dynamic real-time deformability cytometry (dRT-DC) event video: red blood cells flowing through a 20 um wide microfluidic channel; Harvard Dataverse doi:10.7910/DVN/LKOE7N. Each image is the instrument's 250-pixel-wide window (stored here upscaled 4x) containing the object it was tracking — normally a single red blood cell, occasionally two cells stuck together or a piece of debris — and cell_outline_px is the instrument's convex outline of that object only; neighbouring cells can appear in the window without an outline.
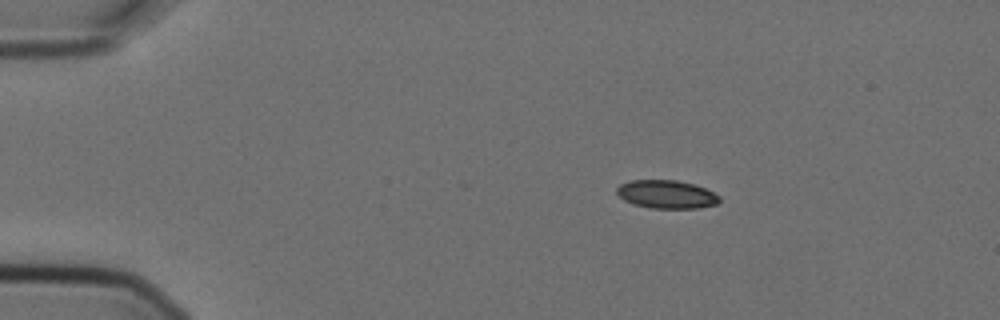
{"species": "Egyptian fruit bat (a non-hibernating species)", "species_latin": "Rousettus aegyptiacus", "temperature_condition": "cold", "stored_images_in_passage": 5, "camera_frame_rate_fps": 3000, "um_per_image_px": 0.085, "animal": {"sex": "female"}, "frame": {"image": 1, "passage_image": 2, "time_ms": 0.333, "image_size_px": [1000, 320], "cell_outline_px": [[720, 200], [716, 204], [700, 208], [652, 208], [636, 204], [624, 200], [616, 192], [616, 188], [620, 184], [632, 180], [676, 180], [692, 184], [704, 188], [720, 196]], "centroid_in_image_um": [56.65, 16.51], "position_along_channel_um": 28.3, "area_um2": 16.7}}